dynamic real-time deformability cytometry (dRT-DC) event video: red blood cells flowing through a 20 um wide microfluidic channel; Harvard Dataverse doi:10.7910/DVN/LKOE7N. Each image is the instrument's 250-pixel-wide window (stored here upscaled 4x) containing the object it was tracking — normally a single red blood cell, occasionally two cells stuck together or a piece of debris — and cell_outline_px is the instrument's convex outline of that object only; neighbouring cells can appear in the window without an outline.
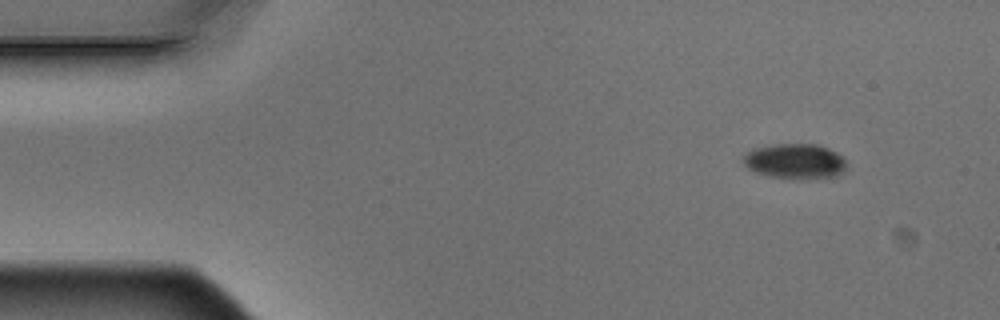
{"species": "Egyptian fruit bat (a non-hibernating species)", "species_latin": "Rousettus aegyptiacus", "temperature_condition": "warm", "stored_images_in_passage": 4, "camera_frame_rate_fps": 3000, "um_per_image_px": 0.085, "animal": {"sex": "male"}, "frame": {"image": 1, "passage_image": 1, "time_ms": 0.0, "image_size_px": [1000, 320], "cell_outline_px": [[844, 172], [840, 176], [800, 180], [768, 176], [756, 172], [748, 168], [744, 164], [744, 156], [752, 148], [776, 144], [816, 144], [828, 148], [836, 152], [844, 160]], "centroid_in_image_um": [67.58, 13.73], "position_along_channel_um": 17.4, "area_um2": 21.27}}
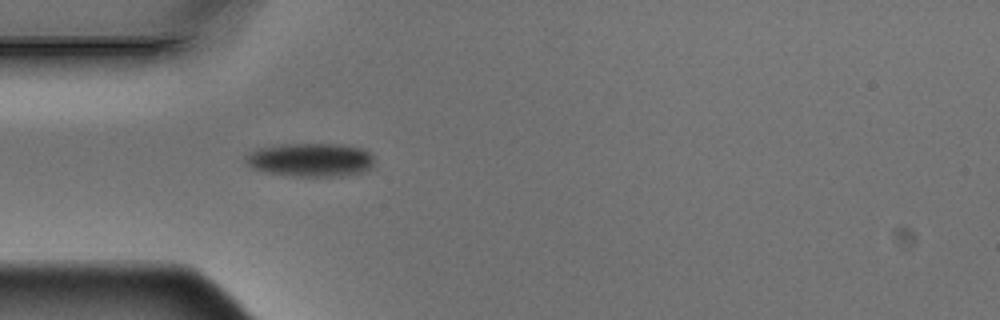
{"frame": {"image": 2, "passage_image": 4, "time_ms": 1.0, "image_size_px": [1000, 320], "cell_outline_px": [[372, 168], [368, 172], [340, 176], [292, 176], [264, 172], [252, 168], [244, 160], [244, 156], [248, 152], [260, 148], [280, 144], [340, 144], [364, 148], [372, 156]], "centroid_in_image_um": [26.4, 13.59], "position_along_channel_um": 58.6, "area_um2": 25.49}}